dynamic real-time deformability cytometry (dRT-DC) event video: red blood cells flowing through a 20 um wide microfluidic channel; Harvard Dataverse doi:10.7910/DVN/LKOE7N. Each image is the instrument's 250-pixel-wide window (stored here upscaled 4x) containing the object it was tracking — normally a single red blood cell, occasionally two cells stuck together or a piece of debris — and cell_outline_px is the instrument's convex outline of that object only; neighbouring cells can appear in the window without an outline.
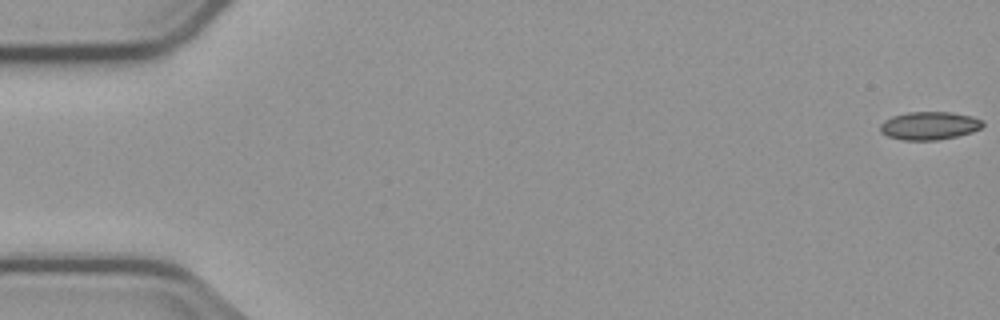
{"species": "common noctule bat (a hibernating species)", "species_latin": "Nyctalus noctula", "temperature_condition": "cold", "stored_images_in_passage": 5, "segment_of_instrument_passage": [1, 2], "camera_frame_rate_fps": 3000, "um_per_image_px": 0.085, "animal": {"sex": "male", "body_mass_g": 23.1, "forearm_length_mm": 52.7}, "frame": {"image": 1, "passage_image": 1, "time_ms": 0.0, "image_size_px": [1000, 320], "cell_outline_px": [[984, 124], [980, 128], [972, 132], [956, 136], [936, 140], [900, 140], [888, 136], [880, 132], [880, 124], [884, 120], [892, 116], [908, 112], [952, 112], [972, 116], [984, 120]], "centroid_in_image_um": [78.99, 10.68], "position_along_channel_um": 6.0, "area_um2": 16.88}}